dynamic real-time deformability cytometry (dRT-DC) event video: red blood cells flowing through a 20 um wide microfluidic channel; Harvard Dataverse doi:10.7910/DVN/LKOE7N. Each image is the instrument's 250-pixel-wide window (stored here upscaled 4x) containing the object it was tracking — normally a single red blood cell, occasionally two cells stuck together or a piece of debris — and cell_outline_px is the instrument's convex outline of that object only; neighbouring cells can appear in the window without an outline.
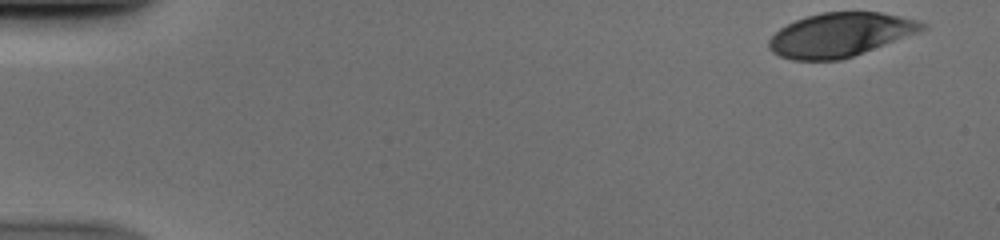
{"species": "human", "species_latin": "Homo sapiens", "temperature_condition": "cold", "stored_images_in_passage": 50, "camera_frame_rate_fps": 3000, "um_per_image_px": 0.085, "donor": {"sex": "male"}, "frame": {"image": 1, "passage_image": 1, "time_ms": 0.0, "image_size_px": [1000, 240], "cell_outline_px": [[928, 28], [920, 32], [852, 56], [840, 60], [792, 60], [780, 56], [772, 52], [768, 48], [768, 40], [780, 28], [796, 20], [820, 12], [880, 12], [900, 16], [916, 20], [928, 24]], "centroid_in_image_um": [71.42, 2.95], "position_along_channel_um": 13.6, "area_um2": 39.07}}
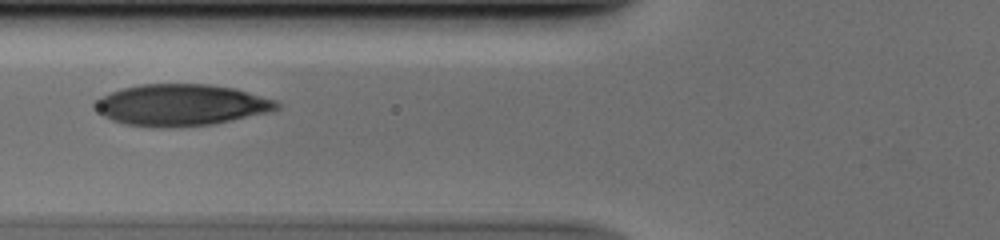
{"frame": {"image": 2, "passage_image": 19, "time_ms": 6.0, "image_size_px": [1000, 240], "cell_outline_px": [[280, 108], [268, 112], [232, 120], [212, 124], [172, 128], [152, 128], [124, 124], [112, 120], [104, 116], [92, 104], [100, 96], [124, 88], [140, 84], [208, 84], [232, 88], [276, 100], [280, 104]], "centroid_in_image_um": [15.36, 8.94], "position_along_channel_um": 110.4, "area_um2": 43.99}}
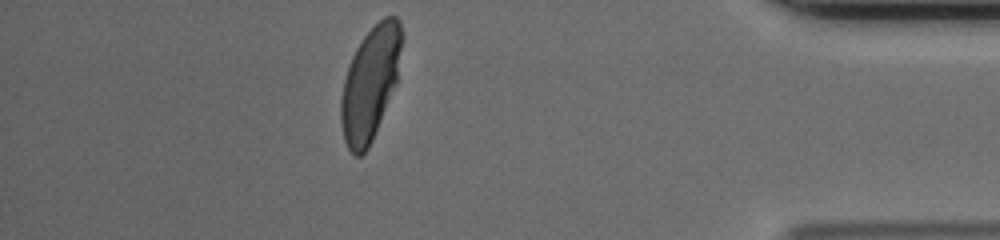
{"frame": {"image": 3, "passage_image": 44, "time_ms": 14.333, "image_size_px": [1000, 240], "cell_outline_px": [[404, 36], [396, 84], [372, 140], [368, 148], [360, 156], [352, 156], [344, 140], [340, 120], [340, 100], [344, 80], [352, 56], [356, 48], [364, 36], [384, 16], [396, 16], [400, 20]], "centroid_in_image_um": [31.48, 7.07], "position_along_channel_um": 403.7, "area_um2": 40.23}}